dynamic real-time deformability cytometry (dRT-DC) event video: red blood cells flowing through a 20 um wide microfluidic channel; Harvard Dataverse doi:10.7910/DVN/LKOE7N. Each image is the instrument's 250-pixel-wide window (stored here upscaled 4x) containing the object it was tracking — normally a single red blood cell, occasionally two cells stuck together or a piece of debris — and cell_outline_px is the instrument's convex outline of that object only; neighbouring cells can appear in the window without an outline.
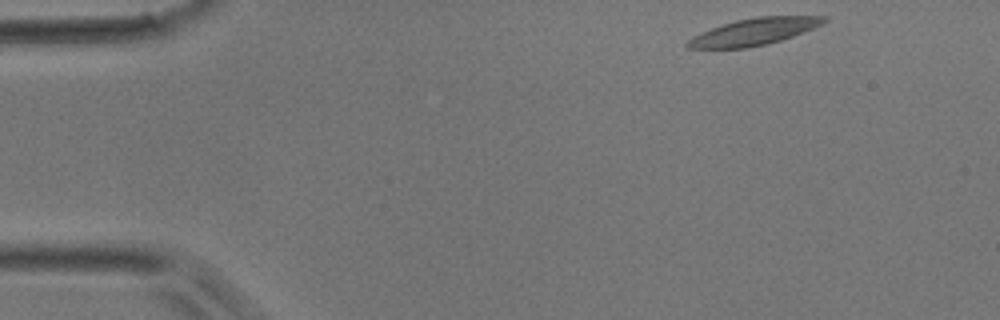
{"species": "common noctule bat (a hibernating species)", "species_latin": "Nyctalus noctula", "temperature_condition": "room temperature", "stored_images_in_passage": 3, "camera_frame_rate_fps": 3000, "um_per_image_px": 0.085, "animal": {"sex": "male", "body_mass_g": 17.9}, "frame": {"image": 1, "passage_image": 1, "time_ms": 0.0, "image_size_px": [1000, 320], "cell_outline_px": [[828, 20], [824, 24], [804, 32], [780, 40], [748, 48], [688, 48], [684, 44], [692, 36], [712, 28], [736, 20], [756, 16], [828, 16]], "centroid_in_image_um": [64.12, 2.68], "position_along_channel_um": 20.9, "area_um2": 21.21}}